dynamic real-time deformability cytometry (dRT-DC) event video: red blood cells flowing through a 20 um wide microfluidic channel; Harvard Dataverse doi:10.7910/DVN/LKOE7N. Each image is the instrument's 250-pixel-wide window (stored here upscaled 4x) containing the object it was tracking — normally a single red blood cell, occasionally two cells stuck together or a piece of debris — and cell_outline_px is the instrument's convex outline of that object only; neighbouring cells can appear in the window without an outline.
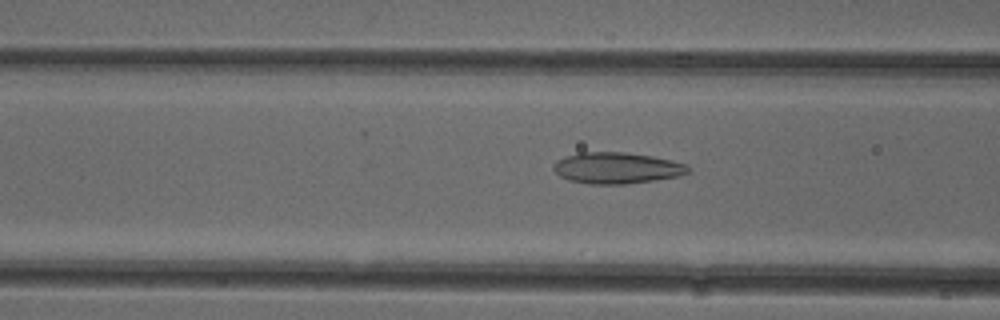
{"species": "common noctule bat (a hibernating species)", "species_latin": "Nyctalus noctula", "temperature_condition": "cold", "stored_images_in_passage": 52, "camera_frame_rate_fps": 3000, "um_per_image_px": 0.085, "animal": {"sex": "female"}, "frame": {"image": 1, "passage_image": 20, "time_ms": 6.333, "image_size_px": [1000, 320], "cell_outline_px": [[688, 172], [680, 176], [624, 184], [588, 184], [568, 180], [560, 176], [552, 168], [556, 160], [564, 156], [580, 152], [624, 152], [652, 156], [672, 160], [688, 164]], "centroid_in_image_um": [52.4, 14.27], "position_along_channel_um": 114.2, "area_um2": 24.57}}
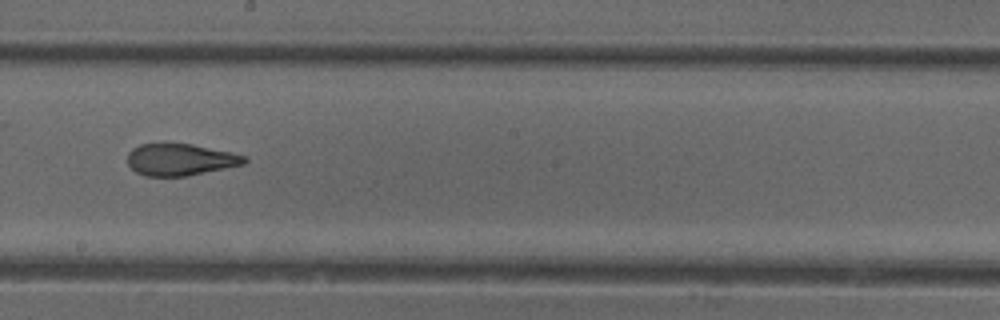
{"frame": {"image": 2, "passage_image": 29, "time_ms": 9.333, "image_size_px": [1000, 320], "cell_outline_px": [[248, 160], [244, 164], [188, 176], [144, 176], [136, 172], [128, 164], [128, 152], [132, 148], [140, 144], [192, 144], [232, 152], [248, 156]], "centroid_in_image_um": [15.35, 13.57], "position_along_channel_um": 232.9, "area_um2": 21.73}}
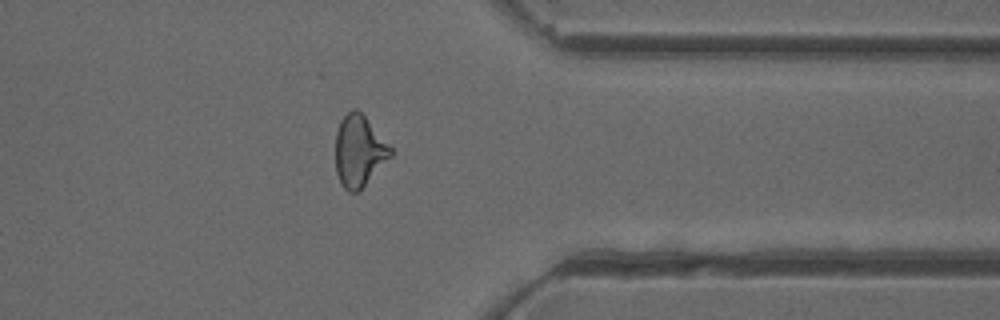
{"frame": {"image": 3, "passage_image": 41, "time_ms": 13.333, "image_size_px": [1000, 320], "cell_outline_px": [[392, 156], [356, 192], [348, 192], [340, 184], [336, 172], [336, 132], [340, 120], [352, 108], [356, 108], [364, 116], [392, 148]], "centroid_in_image_um": [30.5, 12.82], "position_along_channel_um": 380.9, "area_um2": 22.54}, "authors_computed_cell_mechanics": {"area_um2": 23.7269, "velocity_mm_per_s": 3.9475, "shape_relaxation_time_tau1_ms": 9.3169, "shape_relaxation_time_tau2_ms": 1.7628, "deformation_change_tau1": 0.2209, "deformation_change_tau2": 0.1006}}